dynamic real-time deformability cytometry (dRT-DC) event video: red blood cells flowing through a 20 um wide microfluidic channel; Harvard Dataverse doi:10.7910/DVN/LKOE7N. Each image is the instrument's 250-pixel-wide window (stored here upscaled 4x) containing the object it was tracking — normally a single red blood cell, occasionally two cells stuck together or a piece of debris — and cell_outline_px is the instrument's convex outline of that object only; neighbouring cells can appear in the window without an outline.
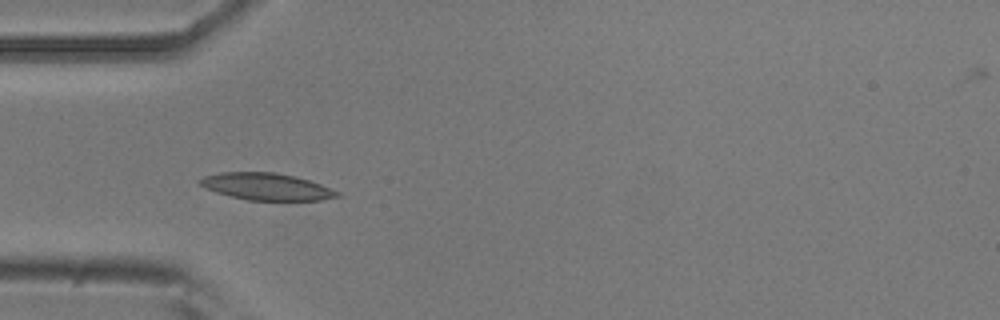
{"species": "common noctule bat (a hibernating species)", "species_latin": "Nyctalus noctula", "temperature_condition": "room temperature", "stored_images_in_passage": 5, "camera_frame_rate_fps": 3000, "um_per_image_px": 0.085, "animal": {"sex": "male", "body_mass_g": 20.5, "forearm_length_mm": 52.5}, "frame": {"image": 1, "passage_image": 4, "time_ms": 1.0, "image_size_px": [1000, 320], "cell_outline_px": [[340, 196], [320, 200], [248, 200], [216, 192], [200, 184], [196, 180], [204, 176], [220, 172], [276, 172], [308, 180], [320, 184], [340, 192]], "centroid_in_image_um": [22.64, 15.85], "position_along_channel_um": 62.4, "area_um2": 21.33}}
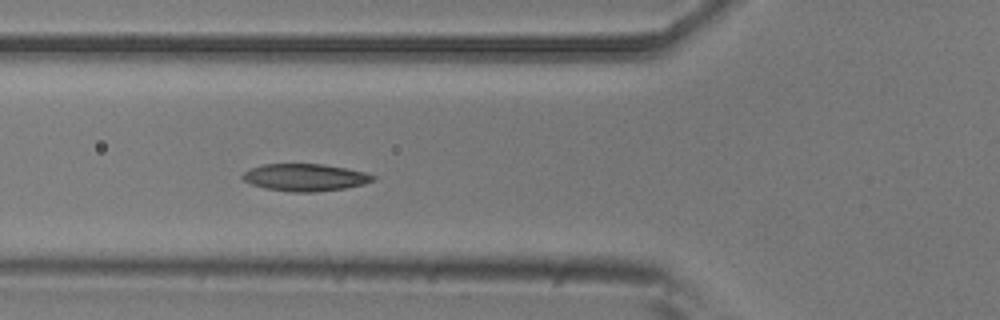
{"frame": {"image": 2, "passage_image": 5, "time_ms": 1.333, "image_size_px": [1000, 320], "cell_outline_px": [[376, 180], [364, 184], [344, 188], [312, 192], [288, 192], [264, 188], [252, 184], [244, 180], [240, 176], [244, 172], [252, 168], [264, 164], [324, 164], [364, 172], [376, 176]], "centroid_in_image_um": [25.93, 15.08], "position_along_channel_um": 99.9, "area_um2": 20.63}}